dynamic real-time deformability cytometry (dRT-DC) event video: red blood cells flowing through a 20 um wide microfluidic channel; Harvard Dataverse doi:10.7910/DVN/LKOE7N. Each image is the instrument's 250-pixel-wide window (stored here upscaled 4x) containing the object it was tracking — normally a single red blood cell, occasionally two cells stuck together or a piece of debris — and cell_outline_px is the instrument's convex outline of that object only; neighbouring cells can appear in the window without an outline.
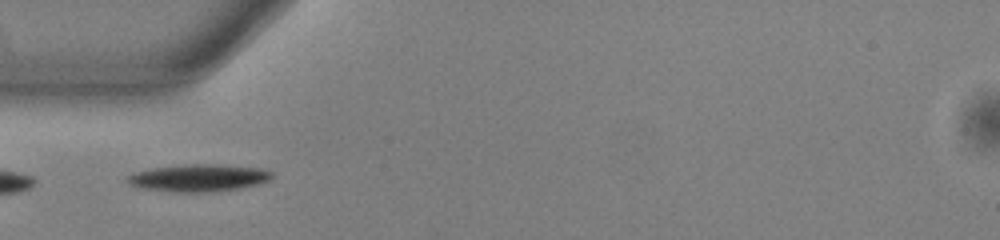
{"species": "common noctule bat (a hibernating species)", "species_latin": "Nyctalus noctula", "temperature_condition": "warm", "stored_images_in_passage": 38, "camera_frame_rate_fps": 3000, "um_per_image_px": 0.085, "animal": {"sex": "male", "body_mass_g": 13.0, "forearm_length_mm": 53.1}, "frame": {"image": 1, "passage_image": 1, "time_ms": 0.0, "image_size_px": [1000, 240], "cell_outline_px": [[272, 180], [260, 184], [240, 188], [212, 192], [172, 192], [144, 188], [128, 184], [124, 180], [132, 172], [152, 168], [184, 164], [220, 164], [260, 168], [272, 172]], "centroid_in_image_um": [16.88, 15.12], "position_along_channel_um": 68.1, "area_um2": 23.29}}
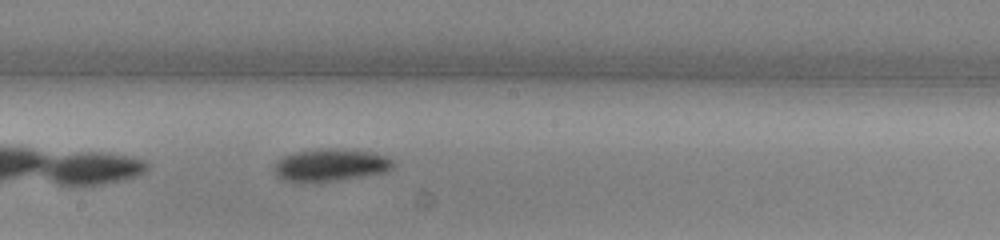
{"frame": {"image": 2, "passage_image": 13, "time_ms": 4.0, "image_size_px": [1000, 240], "cell_outline_px": [[396, 168], [384, 172], [336, 180], [284, 180], [276, 176], [276, 160], [292, 152], [320, 148], [340, 148], [372, 152], [388, 156], [396, 160]], "centroid_in_image_um": [28.19, 13.97], "position_along_channel_um": 220.0, "area_um2": 22.31}}
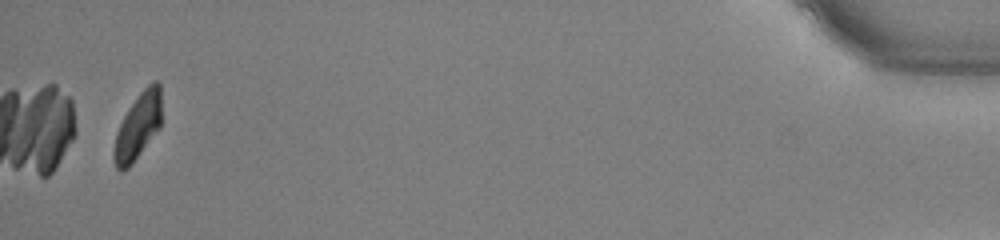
{"frame": {"image": 3, "passage_image": 36, "time_ms": 11.667, "image_size_px": [1000, 240], "cell_outline_px": [[160, 128], [132, 164], [128, 168], [120, 172], [116, 168], [112, 156], [112, 148], [116, 132], [128, 108], [140, 92], [152, 80], [160, 80]], "centroid_in_image_um": [11.7, 10.75], "position_along_channel_um": 423.5, "area_um2": 18.55}, "authors_computed_cell_mechanics": {"area_um2": 20.8947, "velocity_mm_per_s": 3.8112, "shape_relaxation_time_tau1_ms": 2.0936, "shape_relaxation_time_tau2_ms": null, "deformation_change_tau1": 0.1031, "deformation_change_tau2": null}}